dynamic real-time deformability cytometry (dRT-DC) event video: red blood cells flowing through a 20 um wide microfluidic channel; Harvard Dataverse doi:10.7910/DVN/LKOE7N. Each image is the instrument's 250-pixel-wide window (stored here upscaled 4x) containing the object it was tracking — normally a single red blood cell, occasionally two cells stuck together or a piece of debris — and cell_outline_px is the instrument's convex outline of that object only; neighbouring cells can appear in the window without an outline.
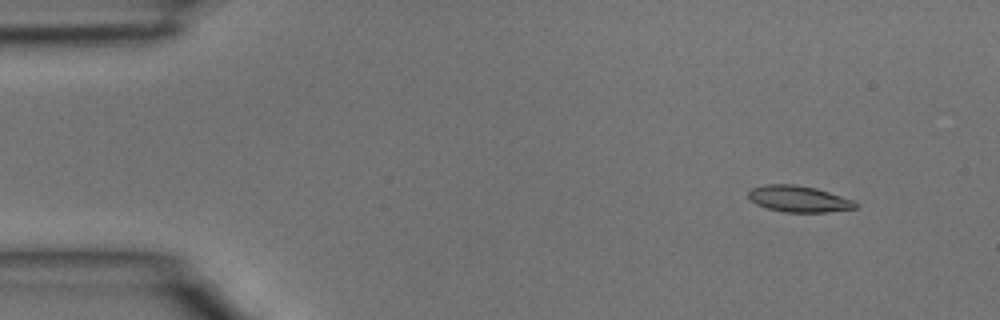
{"species": "common noctule bat (a hibernating species)", "species_latin": "Nyctalus noctula", "temperature_condition": "room temperature", "stored_images_in_passage": 3, "camera_frame_rate_fps": 3000, "um_per_image_px": 0.085, "animal": {"sex": "male", "body_mass_g": 15.6}, "frame": {"image": 1, "passage_image": 1, "time_ms": 0.0, "image_size_px": [1000, 320], "cell_outline_px": [[856, 208], [828, 212], [784, 212], [768, 208], [756, 204], [748, 196], [748, 192], [752, 188], [764, 184], [792, 184], [816, 188], [852, 200], [856, 204]], "centroid_in_image_um": [67.85, 16.9], "position_along_channel_um": 17.1, "area_um2": 16.18}}